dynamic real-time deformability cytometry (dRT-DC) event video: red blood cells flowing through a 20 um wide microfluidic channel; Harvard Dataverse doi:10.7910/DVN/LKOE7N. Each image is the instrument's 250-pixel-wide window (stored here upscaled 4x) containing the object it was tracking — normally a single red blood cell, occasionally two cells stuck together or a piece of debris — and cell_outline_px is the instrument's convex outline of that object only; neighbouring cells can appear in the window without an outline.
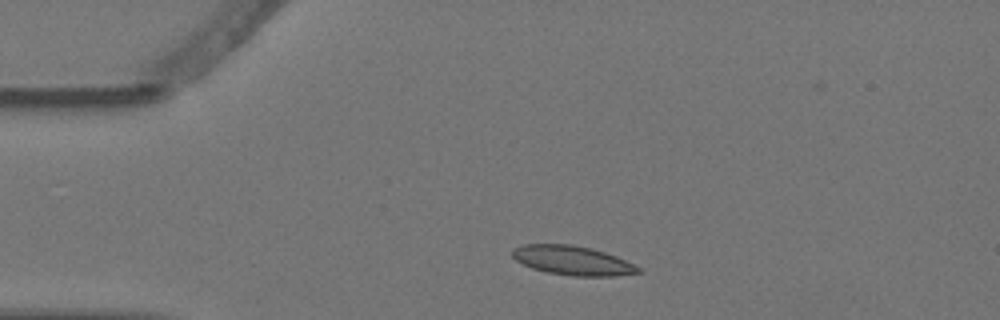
{"species": "Egyptian fruit bat (a non-hibernating species)", "species_latin": "Rousettus aegyptiacus", "temperature_condition": "warm", "stored_images_in_passage": 3, "camera_frame_rate_fps": 3000, "um_per_image_px": 0.085, "animal": {"sex": "female"}, "frame": {"image": 1, "passage_image": 2, "time_ms": 0.333, "image_size_px": [1000, 320], "cell_outline_px": [[644, 272], [616, 276], [576, 276], [548, 272], [532, 268], [516, 260], [512, 256], [512, 248], [524, 244], [572, 244], [592, 248], [616, 256], [644, 268]], "centroid_in_image_um": [48.72, 22.14], "position_along_channel_um": 36.3, "area_um2": 21.62}}